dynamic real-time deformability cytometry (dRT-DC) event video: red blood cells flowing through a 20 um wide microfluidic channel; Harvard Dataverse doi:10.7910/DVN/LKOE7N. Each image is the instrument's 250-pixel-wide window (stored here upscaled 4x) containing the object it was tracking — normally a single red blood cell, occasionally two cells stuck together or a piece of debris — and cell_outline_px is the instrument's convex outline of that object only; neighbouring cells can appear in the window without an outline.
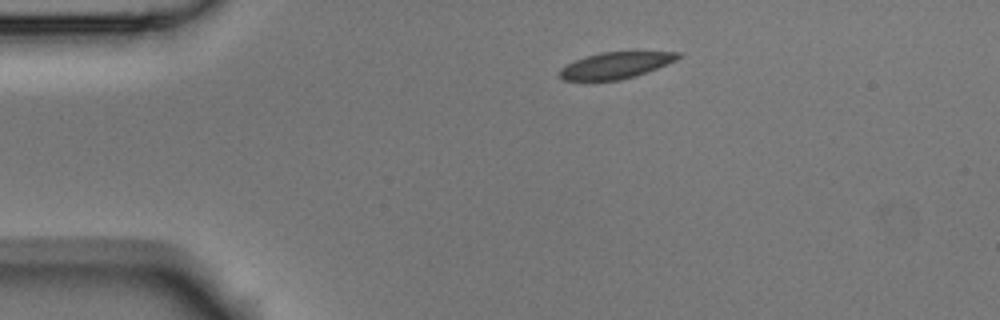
{"species": "Egyptian fruit bat (a non-hibernating species)", "species_latin": "Rousettus aegyptiacus", "temperature_condition": "room temperature", "stored_images_in_passage": 9, "camera_frame_rate_fps": 3000, "um_per_image_px": 0.085, "animal": {"sex": "male"}, "frame": {"image": 1, "passage_image": 1, "time_ms": 0.0, "image_size_px": [1000, 320], "cell_outline_px": [[680, 56], [676, 60], [648, 72], [636, 76], [620, 80], [564, 80], [560, 76], [560, 68], [576, 60], [600, 52], [680, 52]], "centroid_in_image_um": [52.35, 5.56], "position_along_channel_um": 32.7, "area_um2": 17.92}}
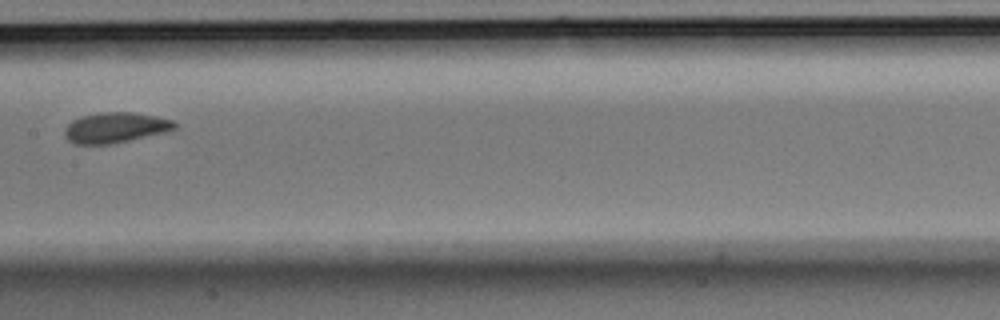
{"frame": {"image": 2, "passage_image": 6, "time_ms": 1.667, "image_size_px": [1000, 320], "cell_outline_px": [[176, 128], [164, 132], [112, 144], [76, 144], [68, 140], [64, 136], [64, 128], [72, 120], [80, 116], [100, 112], [132, 112], [156, 116], [172, 120], [176, 124]], "centroid_in_image_um": [9.76, 10.84], "position_along_channel_um": 197.6, "area_um2": 19.48}}
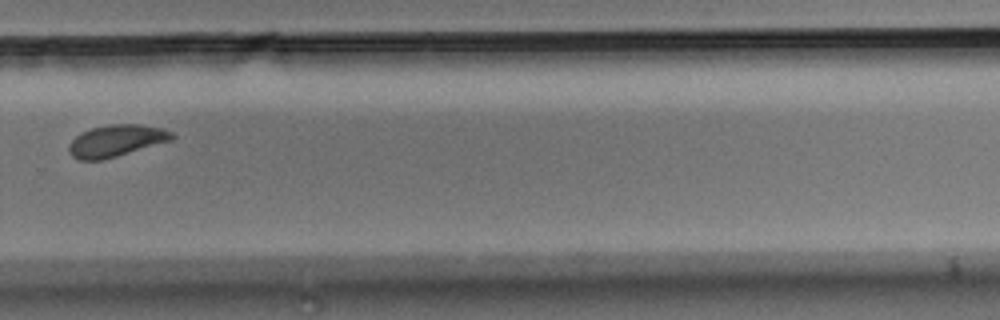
{"frame": {"image": 3, "passage_image": 9, "time_ms": 2.667, "image_size_px": [1000, 320], "cell_outline_px": [[176, 136], [172, 140], [104, 160], [76, 160], [68, 152], [68, 148], [72, 140], [76, 136], [92, 128], [112, 124], [140, 124], [164, 128], [172, 132]], "centroid_in_image_um": [9.9, 11.97], "position_along_channel_um": 319.9, "area_um2": 19.13}}